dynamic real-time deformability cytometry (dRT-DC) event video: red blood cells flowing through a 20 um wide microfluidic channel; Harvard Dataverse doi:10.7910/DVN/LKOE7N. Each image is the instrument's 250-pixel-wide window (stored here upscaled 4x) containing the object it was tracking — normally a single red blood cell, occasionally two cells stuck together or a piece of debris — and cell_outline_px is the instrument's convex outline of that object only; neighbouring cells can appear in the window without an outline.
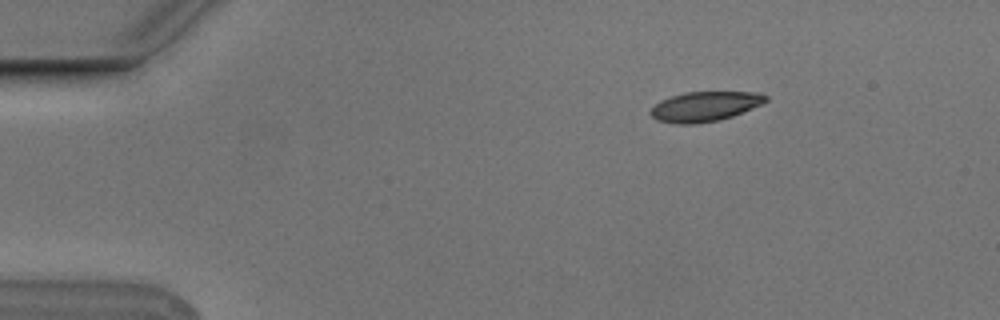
{"species": "Egyptian fruit bat (a non-hibernating species)", "species_latin": "Rousettus aegyptiacus", "temperature_condition": "cold", "stored_images_in_passage": 3, "camera_frame_rate_fps": 3000, "um_per_image_px": 0.085, "animal": {"sex": "male"}, "frame": {"image": 1, "passage_image": 1, "time_ms": 0.0, "image_size_px": [1000, 320], "cell_outline_px": [[768, 100], [764, 104], [732, 116], [720, 120], [696, 124], [676, 124], [656, 120], [648, 112], [660, 100], [684, 92], [756, 92], [768, 96]], "centroid_in_image_um": [59.92, 9.05], "position_along_channel_um": 25.1, "area_um2": 20.17}}